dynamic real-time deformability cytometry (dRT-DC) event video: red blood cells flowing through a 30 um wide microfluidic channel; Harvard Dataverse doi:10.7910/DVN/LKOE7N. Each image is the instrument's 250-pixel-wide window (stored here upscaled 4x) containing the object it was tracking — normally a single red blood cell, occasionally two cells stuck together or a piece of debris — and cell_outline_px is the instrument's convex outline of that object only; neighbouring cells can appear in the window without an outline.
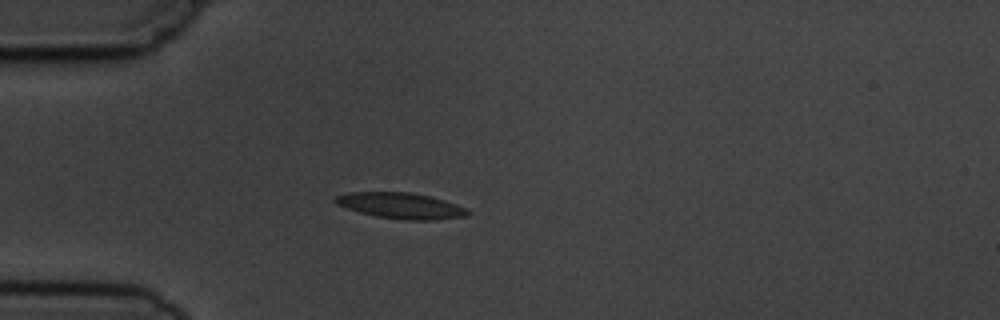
{"species": "common noctule bat (a hibernating species)", "species_latin": "Nyctalus noctula", "temperature_condition": "cold", "stored_images_in_passage": 4, "camera_frame_rate_fps": 3000, "um_per_image_px": 0.085, "animal": {"sex": "male", "body_mass_g": 19.5, "forearm_length_mm": 54.6}, "frame": {"image": 1, "passage_image": 4, "time_ms": 4.0, "image_size_px": [1000, 320], "cell_outline_px": [[472, 212], [468, 216], [432, 220], [404, 220], [376, 216], [360, 212], [336, 204], [332, 200], [336, 196], [348, 192], [412, 192], [432, 196], [468, 208]], "centroid_in_image_um": [34.12, 17.48], "position_along_channel_um": 50.9, "area_um2": 20.17}}